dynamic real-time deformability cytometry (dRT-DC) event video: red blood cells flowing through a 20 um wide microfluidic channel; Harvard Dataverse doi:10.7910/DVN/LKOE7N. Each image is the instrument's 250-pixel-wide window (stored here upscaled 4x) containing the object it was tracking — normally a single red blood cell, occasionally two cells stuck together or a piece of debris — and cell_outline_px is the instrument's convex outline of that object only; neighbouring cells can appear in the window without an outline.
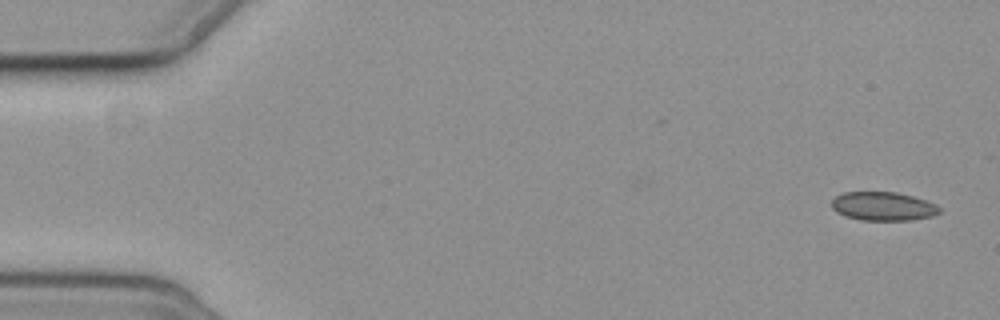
{"species": "common noctule bat (a hibernating species)", "species_latin": "Nyctalus noctula", "temperature_condition": "cold", "stored_images_in_passage": 6, "camera_frame_rate_fps": 3000, "um_per_image_px": 0.085, "animal": {"sex": "female", "body_mass_g": 19.3, "forearm_length_mm": 54.1}, "frame": {"image": 1, "passage_image": 1, "time_ms": 0.0, "image_size_px": [1000, 320], "cell_outline_px": [[940, 212], [932, 216], [912, 220], [860, 220], [844, 216], [836, 212], [832, 208], [832, 200], [836, 196], [844, 192], [896, 192], [912, 196], [936, 204], [940, 208]], "centroid_in_image_um": [75.05, 17.54], "position_along_channel_um": 10.0, "area_um2": 18.03}}